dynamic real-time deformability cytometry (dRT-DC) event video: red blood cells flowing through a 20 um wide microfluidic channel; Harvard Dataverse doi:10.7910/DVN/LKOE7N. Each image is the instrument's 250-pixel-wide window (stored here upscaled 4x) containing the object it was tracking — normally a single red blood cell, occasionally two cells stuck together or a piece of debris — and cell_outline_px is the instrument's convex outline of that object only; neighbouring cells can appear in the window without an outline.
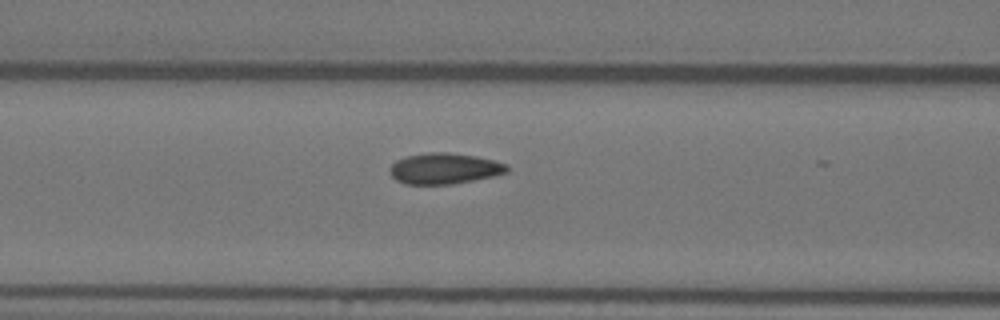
{"species": "Egyptian fruit bat (a non-hibernating species)", "species_latin": "Rousettus aegyptiacus", "temperature_condition": "warm", "stored_images_in_passage": 15, "camera_frame_rate_fps": 3000, "um_per_image_px": 0.085, "animal": {"sex": "female"}, "frame": {"image": 1, "passage_image": 12, "time_ms": 3.667, "image_size_px": [1000, 320], "cell_outline_px": [[508, 172], [492, 176], [452, 184], [404, 184], [396, 180], [388, 172], [388, 168], [396, 160], [408, 156], [428, 152], [448, 152], [476, 156], [508, 164]], "centroid_in_image_um": [37.74, 14.32], "position_along_channel_um": 128.9, "area_um2": 21.1}}